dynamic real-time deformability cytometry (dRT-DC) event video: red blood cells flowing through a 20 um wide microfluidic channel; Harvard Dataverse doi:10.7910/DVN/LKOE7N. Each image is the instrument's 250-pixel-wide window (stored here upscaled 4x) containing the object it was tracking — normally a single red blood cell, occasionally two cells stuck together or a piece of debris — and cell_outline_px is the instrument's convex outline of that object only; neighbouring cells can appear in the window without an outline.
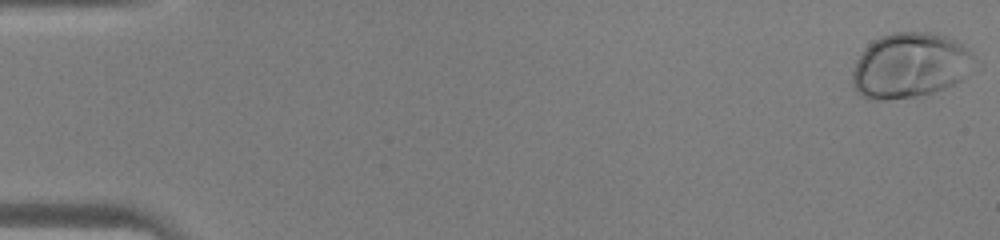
{"species": "human", "species_latin": "Homo sapiens", "temperature_condition": "warm", "stored_images_in_passage": 46, "camera_frame_rate_fps": 3000, "um_per_image_px": 0.085, "donor": {"sex": "male"}, "frame": {"image": 1, "passage_image": 1, "time_ms": 0.0, "image_size_px": [1000, 240], "cell_outline_px": [[984, 68], [944, 88], [932, 92], [916, 96], [880, 100], [872, 100], [864, 96], [852, 84], [852, 72], [856, 60], [864, 48], [868, 44], [880, 36], [892, 32], [936, 32], [956, 40], [964, 44], [976, 56]], "centroid_in_image_um": [77.48, 5.53], "position_along_channel_um": 7.5, "area_um2": 47.45}}
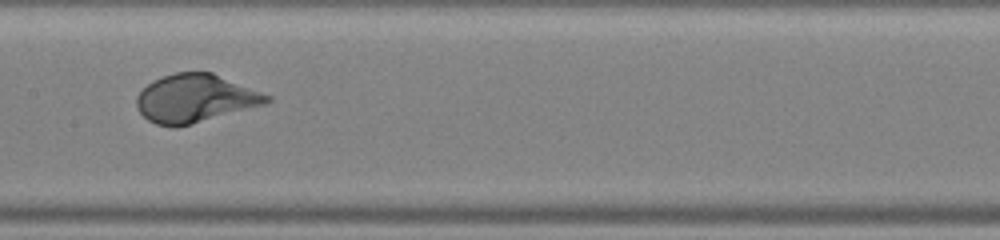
{"frame": {"image": 2, "passage_image": 24, "time_ms": 7.667, "image_size_px": [1000, 240], "cell_outline_px": [[272, 100], [264, 104], [188, 124], [172, 128], [156, 124], [148, 120], [136, 108], [136, 96], [152, 80], [176, 72], [212, 72], [272, 96]], "centroid_in_image_um": [16.56, 8.35], "position_along_channel_um": 190.8, "area_um2": 36.07}}
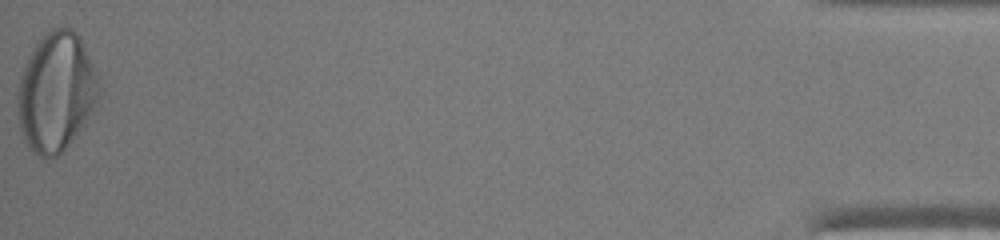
{"frame": {"image": 3, "passage_image": 46, "time_ms": 15.0, "image_size_px": [1000, 240], "cell_outline_px": [[100, 92], [84, 124], [64, 152], [52, 160], [40, 156], [32, 152], [28, 148], [20, 132], [16, 112], [16, 92], [20, 76], [24, 64], [32, 48], [52, 28], [72, 28], [80, 36], [96, 72], [100, 88]], "centroid_in_image_um": [4.72, 7.87], "position_along_channel_um": 430.5, "area_um2": 56.88}}